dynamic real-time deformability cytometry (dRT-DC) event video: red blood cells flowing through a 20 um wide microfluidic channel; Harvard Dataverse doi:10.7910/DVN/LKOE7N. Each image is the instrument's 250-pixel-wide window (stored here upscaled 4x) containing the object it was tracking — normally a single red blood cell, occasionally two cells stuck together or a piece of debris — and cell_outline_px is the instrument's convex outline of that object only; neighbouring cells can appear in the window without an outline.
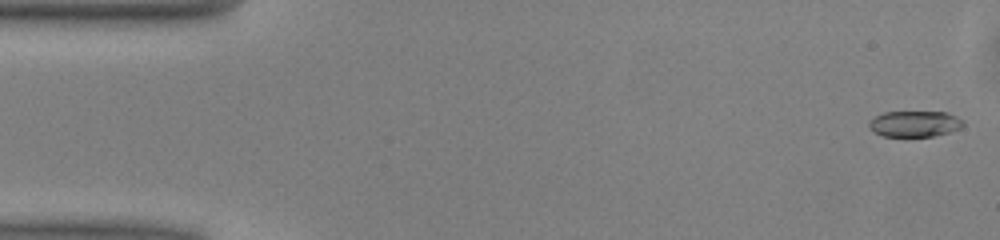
{"species": "common noctule bat (a hibernating species)", "species_latin": "Nyctalus noctula", "temperature_condition": "warm", "stored_images_in_passage": 50, "camera_frame_rate_fps": 3000, "um_per_image_px": 0.085, "animal": {"sex": "male", "body_mass_g": 13.0, "forearm_length_mm": 53.1}, "frame": {"image": 1, "passage_image": 1, "time_ms": 0.0, "image_size_px": [1000, 240], "cell_outline_px": [[964, 124], [960, 128], [948, 132], [932, 136], [884, 136], [872, 132], [868, 124], [868, 120], [884, 112], [948, 112], [964, 120]], "centroid_in_image_um": [77.73, 10.52], "position_along_channel_um": 7.3, "area_um2": 14.28}}
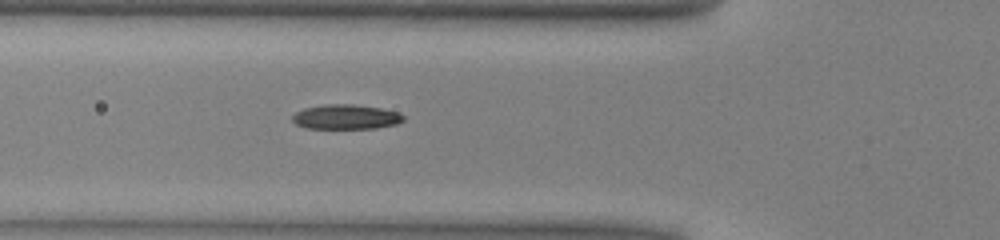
{"frame": {"image": 2, "passage_image": 17, "time_ms": 5.333, "image_size_px": [1000, 240], "cell_outline_px": [[404, 120], [396, 124], [376, 128], [308, 128], [296, 124], [292, 120], [292, 116], [296, 112], [304, 108], [324, 104], [352, 104], [380, 108], [400, 112], [404, 116]], "centroid_in_image_um": [29.41, 9.93], "position_along_channel_um": 96.4, "area_um2": 15.95}}
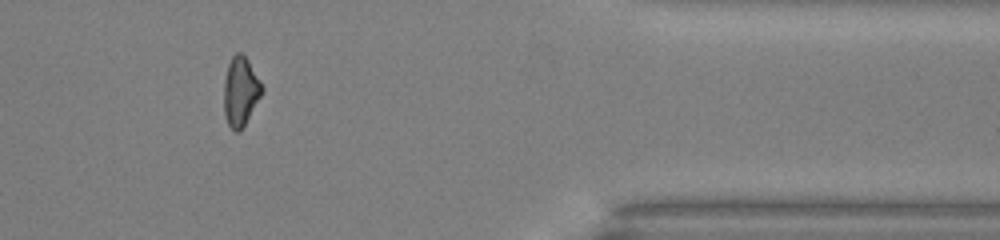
{"frame": {"image": 3, "passage_image": 41, "time_ms": 13.333, "image_size_px": [1000, 240], "cell_outline_px": [[264, 92], [240, 132], [236, 132], [228, 124], [224, 112], [224, 80], [228, 64], [232, 56], [236, 52], [240, 52], [248, 60], [260, 80], [264, 88]], "centroid_in_image_um": [20.46, 7.77], "position_along_channel_um": 390.9, "area_um2": 15.43}, "authors_computed_cell_mechanics": {"area_um2": 15.6349, "velocity_mm_per_s": 4.0741, "shape_relaxation_time_tau1_ms": 3.9316, "shape_relaxation_time_tau2_ms": 6.9206, "deformation_change_tau1": 0.1374, "deformation_change_tau2": 0.1345}}